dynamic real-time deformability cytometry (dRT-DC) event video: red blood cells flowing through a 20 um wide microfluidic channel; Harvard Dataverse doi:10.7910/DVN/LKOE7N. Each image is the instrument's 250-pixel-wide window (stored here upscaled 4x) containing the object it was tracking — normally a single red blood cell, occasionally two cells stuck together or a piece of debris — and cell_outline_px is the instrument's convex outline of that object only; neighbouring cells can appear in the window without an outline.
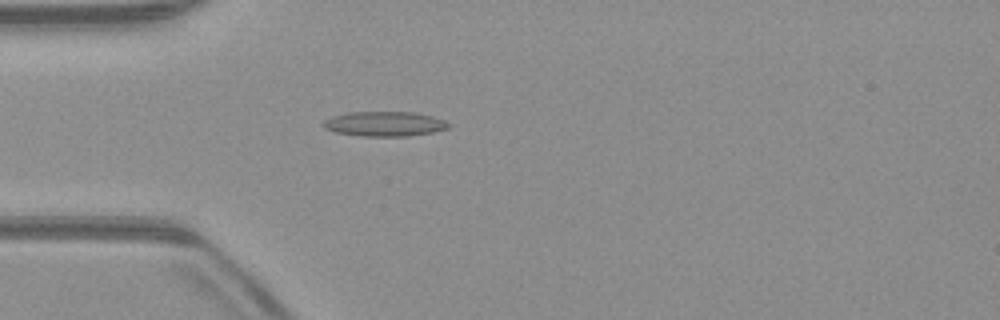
{"species": "common noctule bat (a hibernating species)", "species_latin": "Nyctalus noctula", "temperature_condition": "warm", "stored_images_in_passage": 52, "camera_frame_rate_fps": 3000, "um_per_image_px": 0.085, "animal": {"sex": "male", "body_mass_g": 23.1, "forearm_length_mm": 52.7}, "frame": {"image": 1, "passage_image": 15, "time_ms": 4.667, "image_size_px": [1000, 320], "cell_outline_px": [[452, 124], [448, 128], [432, 132], [408, 136], [360, 136], [332, 132], [324, 128], [324, 120], [332, 116], [348, 112], [416, 112], [432, 116], [444, 120]], "centroid_in_image_um": [32.68, 10.53], "position_along_channel_um": 52.3, "area_um2": 18.21}}
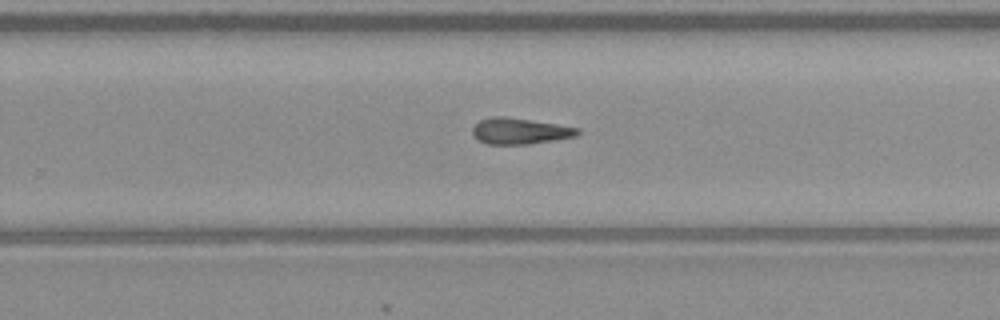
{"frame": {"image": 2, "passage_image": 33, "time_ms": 10.667, "image_size_px": [1000, 320], "cell_outline_px": [[580, 132], [576, 136], [556, 140], [528, 144], [488, 144], [480, 140], [472, 132], [472, 128], [480, 120], [492, 116], [504, 116], [532, 120], [580, 128]], "centroid_in_image_um": [44.21, 11.13], "position_along_channel_um": 285.6, "area_um2": 15.9}}
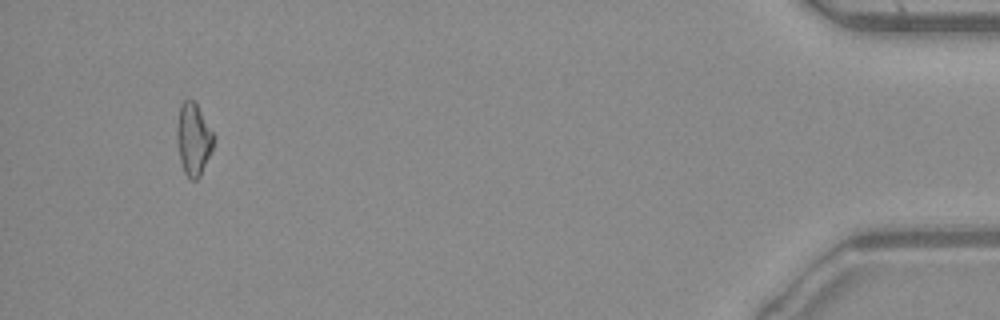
{"frame": {"image": 3, "passage_image": 49, "time_ms": 16.0, "image_size_px": [1000, 320], "cell_outline_px": [[216, 140], [212, 152], [200, 176], [196, 180], [188, 180], [184, 172], [180, 160], [176, 136], [176, 128], [180, 104], [188, 96], [196, 100], [216, 136]], "centroid_in_image_um": [16.47, 11.78], "position_along_channel_um": 418.7, "area_um2": 16.3}, "authors_computed_cell_mechanics": {"area_um2": 16.184, "velocity_mm_per_s": 4.0079, "shape_relaxation_time_tau1_ms": null, "shape_relaxation_time_tau2_ms": 2.61, "deformation_change_tau1": null, "deformation_change_tau2": 0.14}}